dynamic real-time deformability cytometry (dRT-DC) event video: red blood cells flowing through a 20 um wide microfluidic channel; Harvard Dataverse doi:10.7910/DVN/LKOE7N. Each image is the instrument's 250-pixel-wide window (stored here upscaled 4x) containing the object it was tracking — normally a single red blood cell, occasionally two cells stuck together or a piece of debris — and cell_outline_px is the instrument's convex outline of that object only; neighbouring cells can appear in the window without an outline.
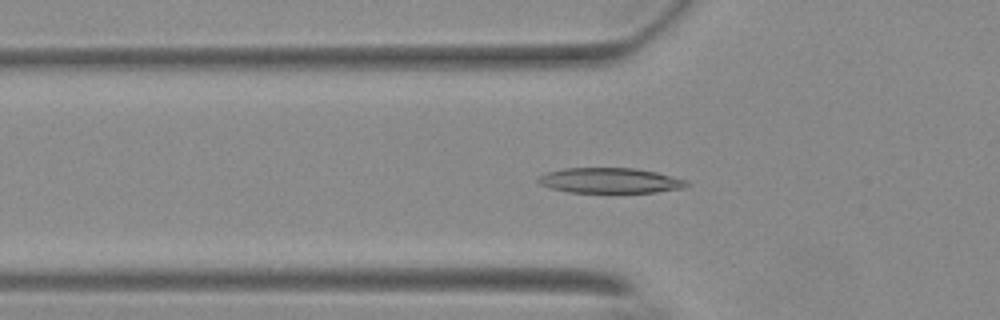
{"species": "Egyptian fruit bat (a non-hibernating species)", "species_latin": "Rousettus aegyptiacus", "temperature_condition": "warm", "stored_images_in_passage": 39, "camera_frame_rate_fps": 3000, "um_per_image_px": 0.085, "animal": {"sex": "female"}, "frame": {"image": 1, "passage_image": 8, "time_ms": 2.333, "image_size_px": [1000, 320], "cell_outline_px": [[692, 184], [684, 188], [656, 192], [568, 192], [552, 188], [540, 184], [536, 180], [540, 176], [548, 172], [564, 168], [636, 168], [656, 172], [688, 180]], "centroid_in_image_um": [51.91, 15.34], "position_along_channel_um": 73.9, "area_um2": 21.85}}
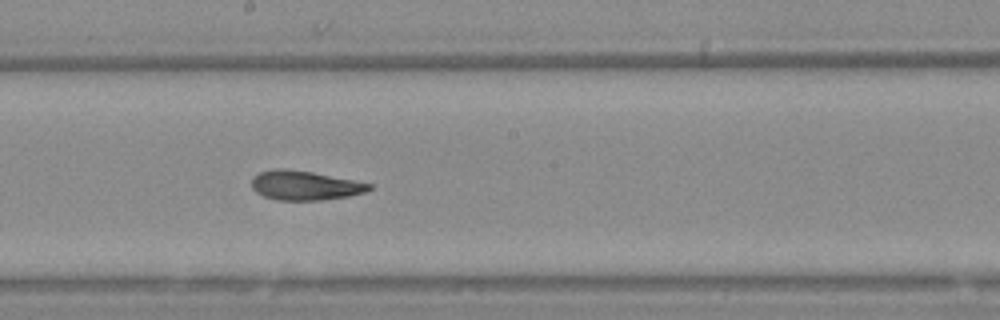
{"frame": {"image": 2, "passage_image": 20, "time_ms": 6.333, "image_size_px": [1000, 320], "cell_outline_px": [[372, 188], [364, 192], [348, 196], [320, 200], [276, 200], [264, 196], [256, 192], [252, 188], [252, 176], [260, 172], [272, 168], [284, 168], [312, 172], [372, 184]], "centroid_in_image_um": [25.86, 15.75], "position_along_channel_um": 222.3, "area_um2": 20.0}}
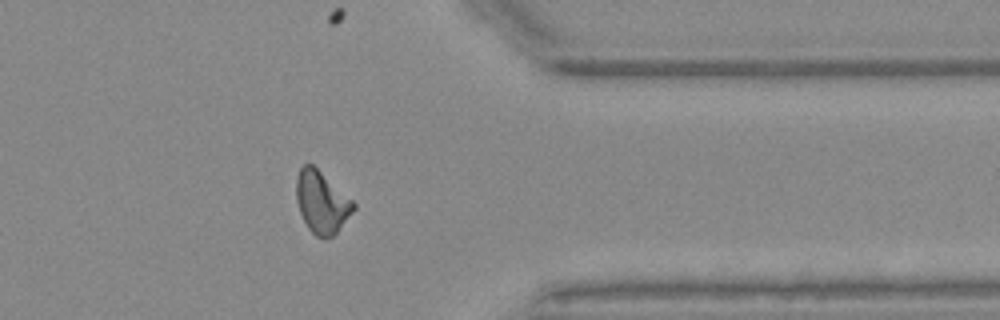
{"frame": {"image": 3, "passage_image": 34, "time_ms": 11.0, "image_size_px": [1000, 320], "cell_outline_px": [[356, 208], [336, 232], [332, 236], [324, 240], [316, 236], [308, 228], [300, 212], [296, 200], [296, 180], [300, 168], [304, 164], [312, 164], [352, 200], [356, 204]], "centroid_in_image_um": [27.33, 17.2], "position_along_channel_um": 384.1, "area_um2": 20.4}}